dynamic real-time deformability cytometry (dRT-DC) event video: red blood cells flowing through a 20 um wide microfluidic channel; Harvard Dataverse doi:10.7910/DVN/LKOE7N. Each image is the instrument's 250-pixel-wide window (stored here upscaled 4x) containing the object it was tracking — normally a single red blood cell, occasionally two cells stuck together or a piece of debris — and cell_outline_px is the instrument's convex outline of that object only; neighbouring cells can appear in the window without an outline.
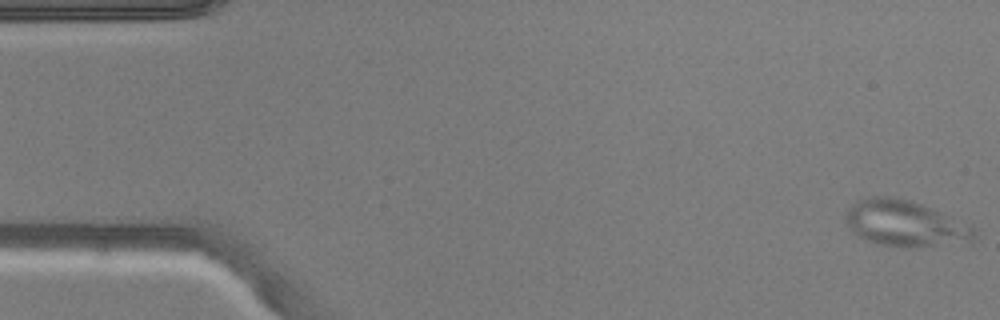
{"species": "common noctule bat (a hibernating species)", "species_latin": "Nyctalus noctula", "temperature_condition": "warm", "stored_images_in_passage": 3, "camera_frame_rate_fps": 3000, "um_per_image_px": 0.085, "animal": {"sex": "male", "body_mass_g": 20.5, "forearm_length_mm": 52.5}, "frame": {"image": 1, "passage_image": 1, "time_ms": 0.0, "image_size_px": [1000, 320], "cell_outline_px": [[976, 228], [972, 244], [916, 248], [908, 248], [876, 244], [856, 236], [852, 232], [844, 216], [848, 208], [856, 200], [872, 196], [896, 196], [932, 208]], "centroid_in_image_um": [76.96, 19.03], "position_along_channel_um": 8.0, "area_um2": 35.32}}